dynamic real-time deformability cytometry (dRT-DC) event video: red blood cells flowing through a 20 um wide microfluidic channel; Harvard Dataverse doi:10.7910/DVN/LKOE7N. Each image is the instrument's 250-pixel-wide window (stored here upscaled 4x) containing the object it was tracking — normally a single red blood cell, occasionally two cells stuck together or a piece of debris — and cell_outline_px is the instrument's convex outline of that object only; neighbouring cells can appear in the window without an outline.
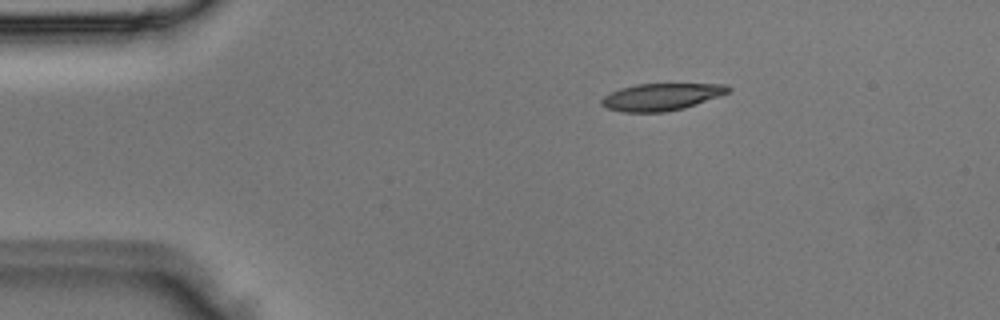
{"species": "Egyptian fruit bat (a non-hibernating species)", "species_latin": "Rousettus aegyptiacus", "temperature_condition": "room temperature", "stored_images_in_passage": 2, "camera_frame_rate_fps": 3000, "um_per_image_px": 0.085, "animal": {"sex": "male"}, "frame": {"image": 1, "passage_image": 2, "time_ms": 0.333, "image_size_px": [1000, 320], "cell_outline_px": [[732, 88], [728, 92], [720, 96], [684, 108], [664, 112], [620, 112], [608, 108], [600, 104], [600, 100], [604, 96], [620, 88], [636, 84], [728, 84]], "centroid_in_image_um": [56.21, 8.23], "position_along_channel_um": 28.8, "area_um2": 20.0}}